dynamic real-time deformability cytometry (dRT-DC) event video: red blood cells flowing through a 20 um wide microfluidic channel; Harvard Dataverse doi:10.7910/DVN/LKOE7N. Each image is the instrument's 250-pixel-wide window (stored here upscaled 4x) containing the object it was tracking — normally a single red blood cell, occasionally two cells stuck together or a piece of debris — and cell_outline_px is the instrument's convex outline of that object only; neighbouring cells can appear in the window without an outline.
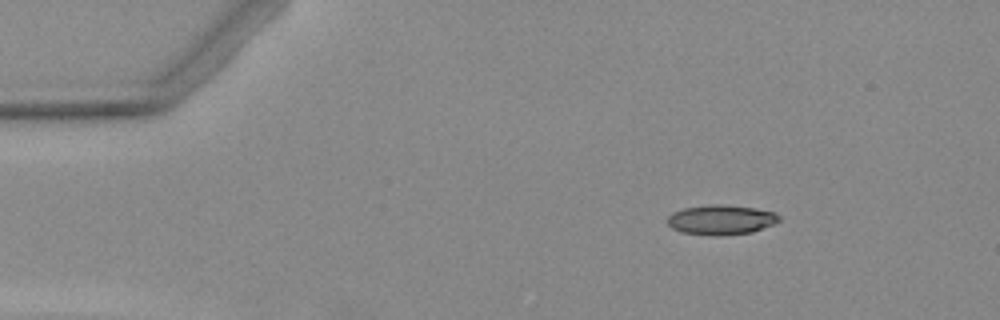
{"species": "Egyptian fruit bat (a non-hibernating species)", "species_latin": "Rousettus aegyptiacus", "temperature_condition": "warm", "stored_images_in_passage": 2, "camera_frame_rate_fps": 3000, "um_per_image_px": 0.085, "animal": {"sex": "female"}, "frame": {"image": 1, "passage_image": 2, "time_ms": 1.0, "image_size_px": [1000, 320], "cell_outline_px": [[780, 220], [772, 224], [752, 232], [720, 236], [712, 236], [680, 232], [672, 228], [668, 224], [668, 216], [672, 212], [684, 208], [712, 204], [724, 204], [756, 208], [772, 212], [780, 216]], "centroid_in_image_um": [61.26, 18.68], "position_along_channel_um": 23.7, "area_um2": 19.42}}